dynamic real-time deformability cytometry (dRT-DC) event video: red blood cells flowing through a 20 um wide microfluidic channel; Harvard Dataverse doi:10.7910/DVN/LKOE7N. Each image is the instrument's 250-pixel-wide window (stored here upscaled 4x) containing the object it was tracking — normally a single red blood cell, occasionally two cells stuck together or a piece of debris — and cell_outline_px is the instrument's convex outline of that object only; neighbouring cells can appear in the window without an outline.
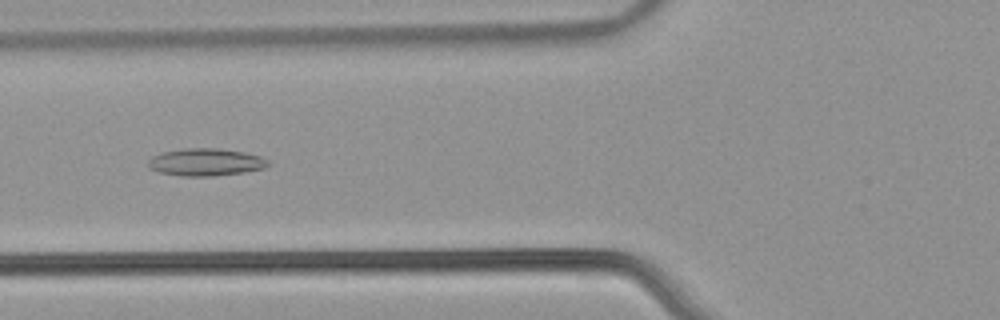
{"species": "common noctule bat (a hibernating species)", "species_latin": "Nyctalus noctula", "temperature_condition": "warm", "stored_images_in_passage": 54, "camera_frame_rate_fps": 3000, "um_per_image_px": 0.085, "animal": {"sex": "male", "body_mass_g": 21.5, "forearm_length_mm": 52.0}, "frame": {"image": 1, "passage_image": 21, "time_ms": 6.667, "image_size_px": [1000, 320], "cell_outline_px": [[272, 164], [264, 168], [244, 172], [212, 176], [180, 176], [160, 172], [148, 168], [148, 160], [152, 156], [164, 152], [180, 148], [220, 148], [244, 152], [260, 156], [268, 160]], "centroid_in_image_um": [17.49, 13.78], "position_along_channel_um": 108.3, "area_um2": 19.31}}
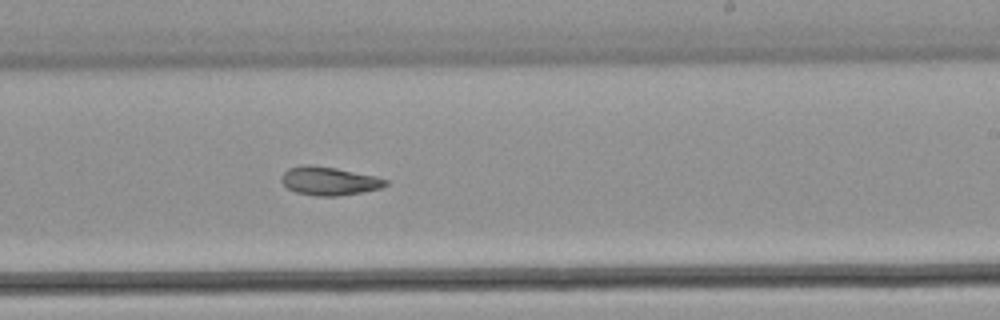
{"frame": {"image": 2, "passage_image": 33, "time_ms": 10.667, "image_size_px": [1000, 320], "cell_outline_px": [[388, 184], [380, 188], [360, 192], [336, 196], [316, 196], [296, 192], [288, 188], [280, 180], [284, 172], [288, 168], [304, 164], [312, 164], [336, 168], [376, 176], [388, 180]], "centroid_in_image_um": [27.96, 15.37], "position_along_channel_um": 261.0, "area_um2": 17.22}}
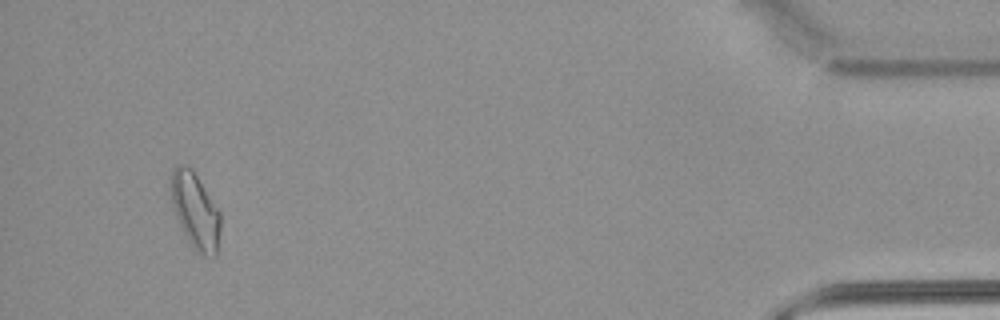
{"frame": {"image": 3, "passage_image": 51, "time_ms": 16.667, "image_size_px": [1000, 320], "cell_outline_px": [[220, 228], [216, 256], [204, 256], [196, 252], [192, 248], [176, 216], [172, 204], [168, 184], [172, 168], [176, 164], [184, 164], [192, 168], [220, 212]], "centroid_in_image_um": [16.56, 17.87], "position_along_channel_um": 418.6, "area_um2": 22.2}, "authors_computed_cell_mechanics": {"area_um2": 19.1607, "velocity_mm_per_s": 3.8303, "shape_relaxation_time_tau1_ms": null, "shape_relaxation_time_tau2_ms": 5.2626, "deformation_change_tau1": null, "deformation_change_tau2": 0.1335}}